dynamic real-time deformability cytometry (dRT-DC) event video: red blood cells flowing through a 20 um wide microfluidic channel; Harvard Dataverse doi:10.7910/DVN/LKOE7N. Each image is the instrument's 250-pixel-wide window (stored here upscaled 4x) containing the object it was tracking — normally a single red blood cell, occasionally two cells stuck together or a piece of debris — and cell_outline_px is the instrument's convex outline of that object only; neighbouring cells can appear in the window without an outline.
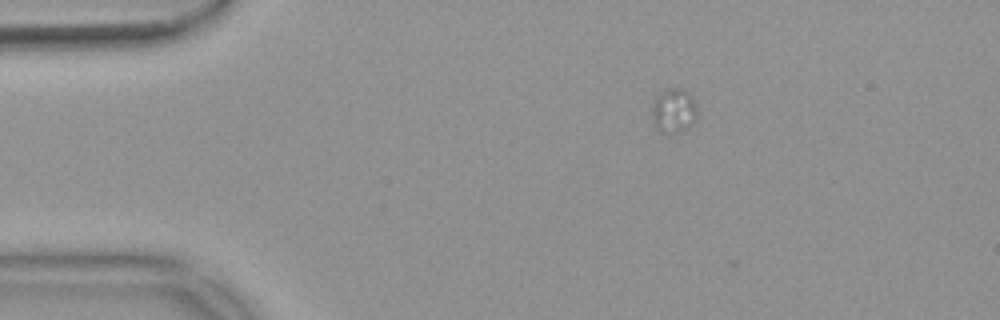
{"species": "common noctule bat (a hibernating species)", "species_latin": "Nyctalus noctula", "temperature_condition": "warm", "stored_images_in_passage": 12, "camera_frame_rate_fps": 3000, "um_per_image_px": 0.085, "animal": {"sex": "female", "body_mass_g": 18.4}, "frame": {"image": 1, "passage_image": 1, "time_ms": 0.0, "image_size_px": [1000, 320], "cell_outline_px": [[696, 120], [688, 128], [680, 132], [668, 136], [660, 132], [656, 124], [652, 108], [660, 92], [668, 88], [684, 88], [692, 96], [696, 104]], "centroid_in_image_um": [57.32, 9.43], "position_along_channel_um": 27.7, "area_um2": 11.73}}